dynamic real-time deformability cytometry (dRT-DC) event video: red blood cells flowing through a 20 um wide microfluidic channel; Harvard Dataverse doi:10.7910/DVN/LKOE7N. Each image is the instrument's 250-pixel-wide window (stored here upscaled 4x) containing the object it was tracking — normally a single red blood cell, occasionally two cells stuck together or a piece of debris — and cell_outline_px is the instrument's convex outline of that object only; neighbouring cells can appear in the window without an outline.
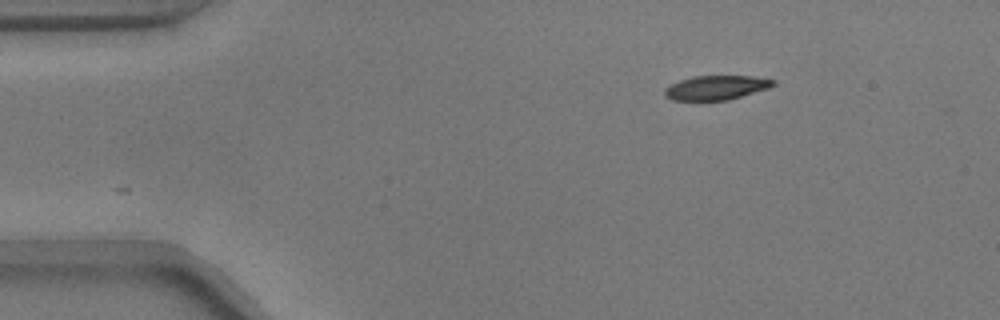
{"species": "common noctule bat (a hibernating species)", "species_latin": "Nyctalus noctula", "temperature_condition": "warm", "stored_images_in_passage": 37, "camera_frame_rate_fps": 3000, "um_per_image_px": 0.085, "animal": {"sex": "male", "body_mass_g": 17.9}, "frame": {"image": 1, "passage_image": 1, "time_ms": 0.0, "image_size_px": [1000, 320], "cell_outline_px": [[776, 84], [768, 88], [728, 100], [672, 100], [664, 96], [664, 88], [680, 80], [692, 76], [752, 76], [776, 80]], "centroid_in_image_um": [60.86, 7.44], "position_along_channel_um": 24.1, "area_um2": 15.32}}
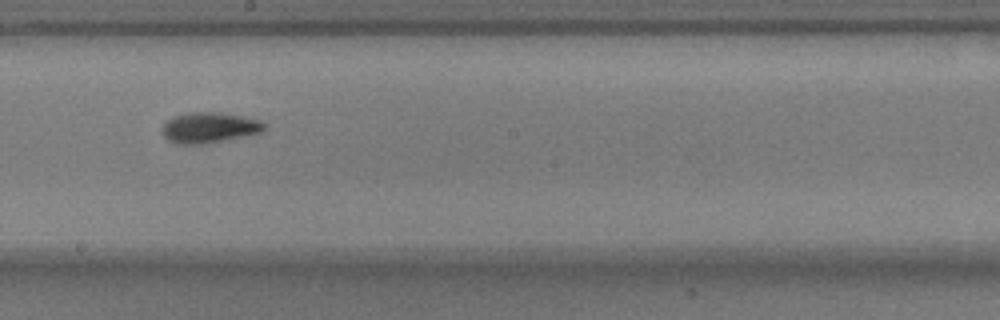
{"frame": {"image": 2, "passage_image": 23, "time_ms": 7.333, "image_size_px": [1000, 320], "cell_outline_px": [[268, 128], [264, 132], [204, 144], [176, 144], [168, 140], [160, 132], [160, 128], [172, 116], [184, 112], [220, 112], [244, 116], [260, 120], [268, 124]], "centroid_in_image_um": [17.8, 10.83], "position_along_channel_um": 230.4, "area_um2": 18.73}}
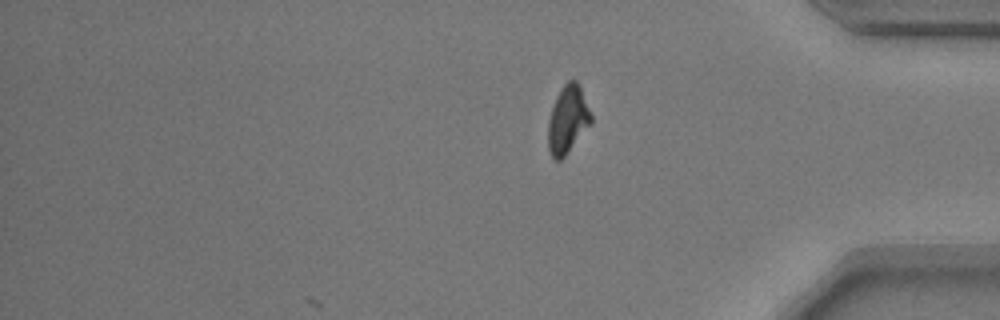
{"frame": {"image": 3, "passage_image": 37, "time_ms": 12.0, "image_size_px": [1000, 320], "cell_outline_px": [[592, 124], [564, 156], [560, 160], [552, 160], [548, 152], [548, 120], [556, 96], [560, 88], [568, 80], [576, 80], [580, 84], [592, 116]], "centroid_in_image_um": [48.25, 10.16], "position_along_channel_um": 386.9, "area_um2": 17.22}, "authors_computed_cell_mechanics": {"area_um2": 17.2244, "velocity_mm_per_s": 3.7328, "shape_relaxation_time_tau1_ms": 2.6962, "shape_relaxation_time_tau2_ms": 3.0186, "deformation_change_tau1": 0.1465, "deformation_change_tau2": 0.0965}}